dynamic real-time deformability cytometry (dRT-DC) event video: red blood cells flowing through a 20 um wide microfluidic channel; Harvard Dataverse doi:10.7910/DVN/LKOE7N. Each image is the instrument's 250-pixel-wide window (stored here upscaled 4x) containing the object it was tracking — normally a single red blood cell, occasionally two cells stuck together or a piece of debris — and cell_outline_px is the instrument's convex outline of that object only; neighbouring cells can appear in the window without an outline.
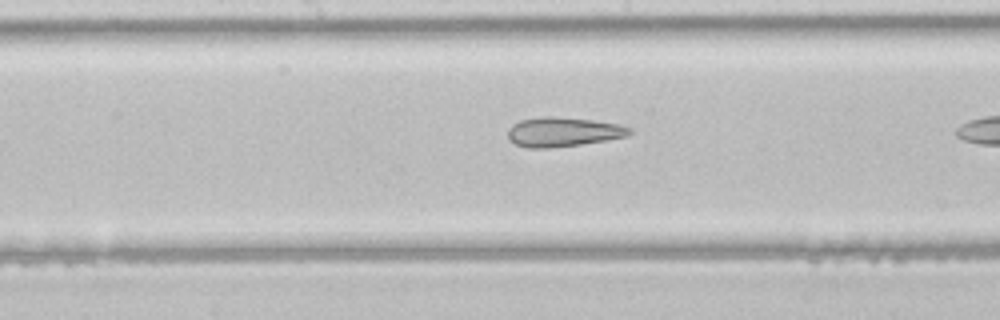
{"species": "common noctule bat (a hibernating species)", "species_latin": "Nyctalus noctula", "temperature_condition": "room temperature", "stored_images_in_passage": 29, "camera_frame_rate_fps": 3000, "um_per_image_px": 0.085, "animal": {"sex": "male", "body_mass_g": 21.5, "forearm_length_mm": 52.0}, "frame": {"image": 1, "passage_image": 17, "time_ms": 5.333, "image_size_px": [1000, 320], "cell_outline_px": [[632, 132], [628, 136], [580, 144], [552, 148], [528, 148], [516, 144], [508, 140], [508, 128], [512, 124], [520, 120], [540, 116], [552, 116], [592, 120], [620, 124], [632, 128]], "centroid_in_image_um": [47.84, 11.21], "position_along_channel_um": 200.4, "area_um2": 20.98}}